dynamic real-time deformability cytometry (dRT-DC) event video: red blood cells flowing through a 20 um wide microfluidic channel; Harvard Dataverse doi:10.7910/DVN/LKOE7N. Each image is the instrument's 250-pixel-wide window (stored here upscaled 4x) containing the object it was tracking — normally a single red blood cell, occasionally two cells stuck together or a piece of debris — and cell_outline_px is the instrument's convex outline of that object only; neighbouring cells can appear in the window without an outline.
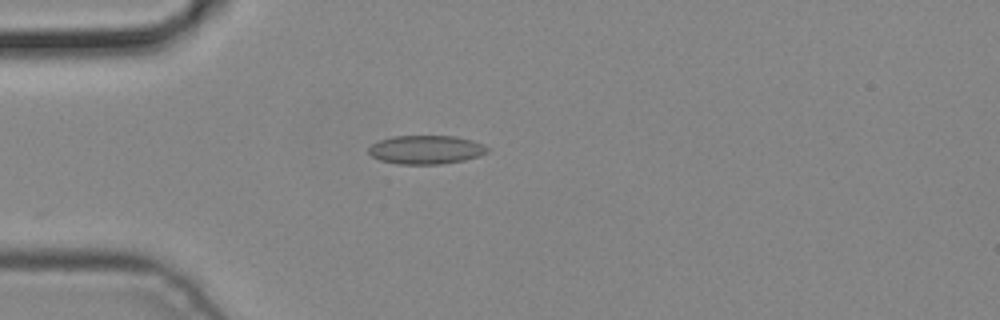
{"species": "common noctule bat (a hibernating species)", "species_latin": "Nyctalus noctula", "temperature_condition": "cold", "stored_images_in_passage": 4, "camera_frame_rate_fps": 3000, "um_per_image_px": 0.085, "animal": {"sex": "male", "body_mass_g": 19.2, "forearm_length_mm": 51.8}, "frame": {"image": 1, "passage_image": 4, "time_ms": 1.0, "image_size_px": [1000, 320], "cell_outline_px": [[488, 152], [480, 156], [464, 160], [440, 164], [400, 164], [380, 160], [372, 156], [368, 152], [368, 148], [372, 144], [380, 140], [396, 136], [456, 136], [472, 140], [488, 148]], "centroid_in_image_um": [36.21, 12.72], "position_along_channel_um": 48.8, "area_um2": 19.71}}